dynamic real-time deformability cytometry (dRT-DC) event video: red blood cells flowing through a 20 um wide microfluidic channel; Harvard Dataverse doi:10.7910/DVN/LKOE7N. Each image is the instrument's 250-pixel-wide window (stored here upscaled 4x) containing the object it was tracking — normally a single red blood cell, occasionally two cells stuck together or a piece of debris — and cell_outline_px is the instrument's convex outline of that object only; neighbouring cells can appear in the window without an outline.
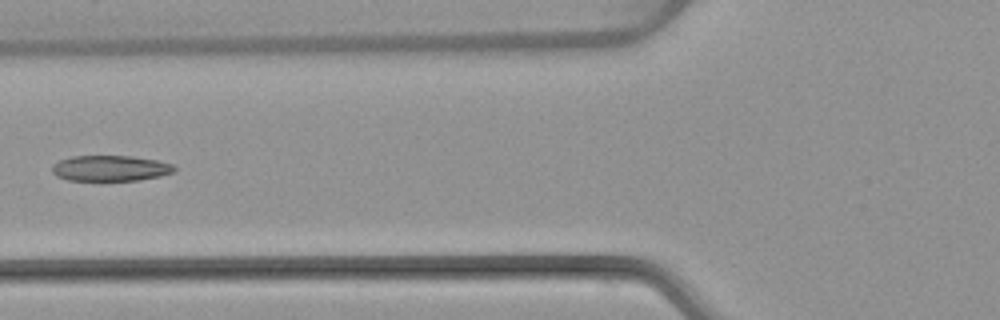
{"species": "common noctule bat (a hibernating species)", "species_latin": "Nyctalus noctula", "temperature_condition": "warm", "stored_images_in_passage": 5, "camera_frame_rate_fps": 3000, "um_per_image_px": 0.085, "animal": {"sex": "female", "body_mass_g": 22.7, "forearm_length_mm": 54.2}, "frame": {"image": 1, "passage_image": 5, "time_ms": 4.667, "image_size_px": [1000, 320], "cell_outline_px": [[176, 168], [172, 172], [160, 176], [140, 180], [68, 180], [56, 176], [52, 172], [52, 164], [60, 160], [72, 156], [132, 156], [156, 160], [172, 164]], "centroid_in_image_um": [9.35, 14.3], "position_along_channel_um": 116.4, "area_um2": 18.21}}